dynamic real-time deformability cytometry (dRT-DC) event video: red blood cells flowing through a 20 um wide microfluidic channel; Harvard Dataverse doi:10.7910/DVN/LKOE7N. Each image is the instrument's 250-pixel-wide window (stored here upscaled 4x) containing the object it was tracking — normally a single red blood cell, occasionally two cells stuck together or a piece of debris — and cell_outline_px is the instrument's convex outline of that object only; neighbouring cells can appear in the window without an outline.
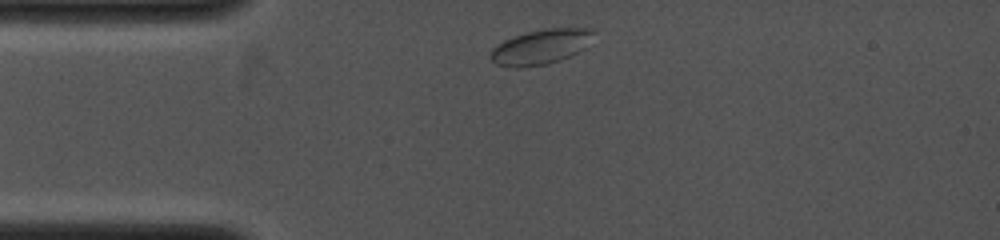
{"species": "common noctule bat (a hibernating species)", "species_latin": "Nyctalus noctula", "temperature_condition": "cold", "stored_images_in_passage": 8, "camera_frame_rate_fps": 4000, "um_per_image_px": 0.085, "animal": {"sex": "female", "body_mass_g": 19.0, "forearm_length_mm": 53.3}, "frame": {"image": 1, "passage_image": 1, "time_ms": 0.0, "image_size_px": [1000, 240], "cell_outline_px": [[596, 32], [584, 48], [572, 56], [548, 64], [524, 68], [516, 68], [496, 64], [488, 56], [492, 48], [504, 40], [528, 32], [548, 28], [596, 28]], "centroid_in_image_um": [45.98, 3.99], "position_along_channel_um": 39.0, "area_um2": 21.15}}
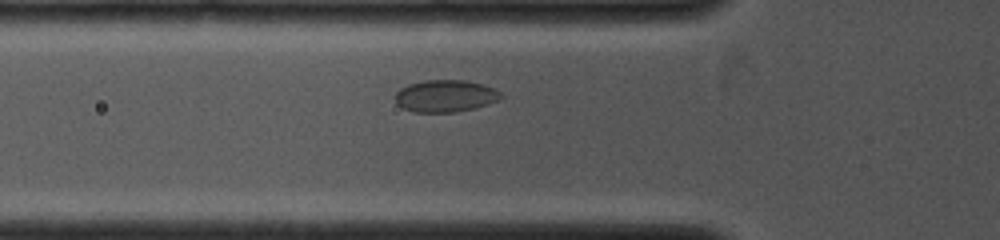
{"frame": {"image": 2, "passage_image": 6, "time_ms": 1.5, "image_size_px": [1000, 240], "cell_outline_px": [[504, 96], [500, 100], [476, 108], [456, 112], [412, 112], [396, 104], [396, 92], [400, 88], [408, 84], [424, 80], [464, 80], [480, 84], [492, 88], [500, 92]], "centroid_in_image_um": [37.85, 8.16], "position_along_channel_um": 87.9, "area_um2": 19.83}}